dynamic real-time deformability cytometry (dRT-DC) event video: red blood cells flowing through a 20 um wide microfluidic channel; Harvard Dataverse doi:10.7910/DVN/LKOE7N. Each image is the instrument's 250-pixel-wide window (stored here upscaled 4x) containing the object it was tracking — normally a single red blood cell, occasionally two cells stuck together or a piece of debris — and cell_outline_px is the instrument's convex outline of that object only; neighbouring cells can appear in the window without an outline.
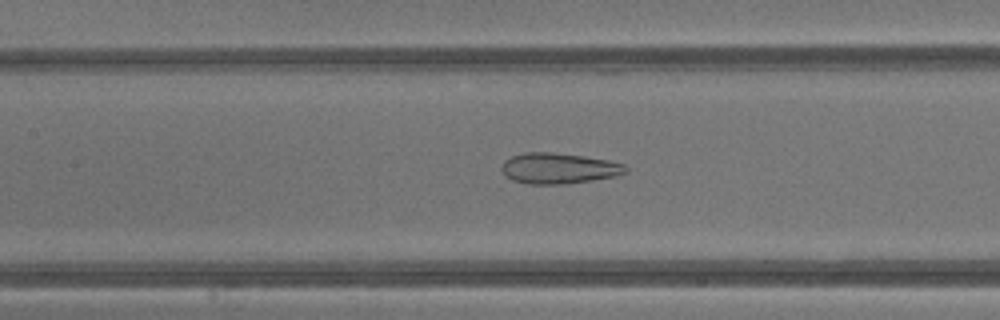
{"species": "common noctule bat (a hibernating species)", "species_latin": "Nyctalus noctula", "temperature_condition": "warm", "stored_images_in_passage": 43, "camera_frame_rate_fps": 3000, "um_per_image_px": 0.085, "animal": {"sex": "male", "body_mass_g": 13.3}, "frame": {"image": 1, "passage_image": 20, "time_ms": 6.333, "image_size_px": [1000, 320], "cell_outline_px": [[628, 172], [616, 176], [592, 180], [564, 184], [528, 184], [512, 180], [504, 176], [500, 168], [504, 160], [512, 156], [524, 152], [552, 152], [584, 156], [608, 160], [624, 164], [628, 168]], "centroid_in_image_um": [47.47, 14.31], "position_along_channel_um": 159.9, "area_um2": 22.43}}
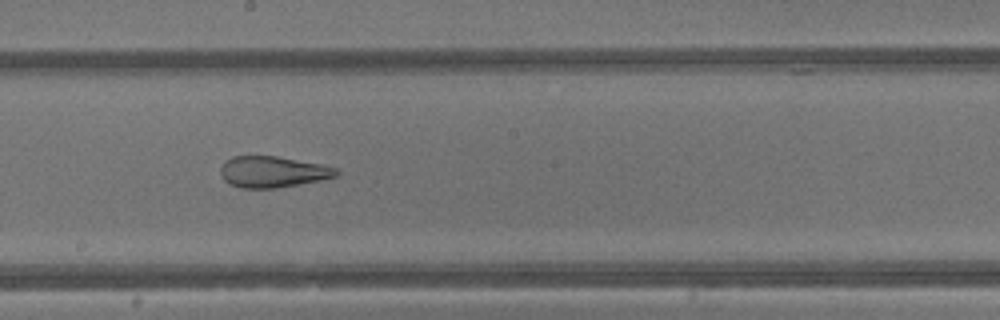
{"frame": {"image": 2, "passage_image": 24, "time_ms": 7.667, "image_size_px": [1000, 320], "cell_outline_px": [[340, 172], [336, 176], [320, 180], [276, 188], [240, 188], [228, 184], [224, 180], [220, 172], [220, 168], [224, 160], [232, 156], [276, 156], [320, 164], [336, 168]], "centroid_in_image_um": [23.13, 14.6], "position_along_channel_um": 225.1, "area_um2": 21.04}}
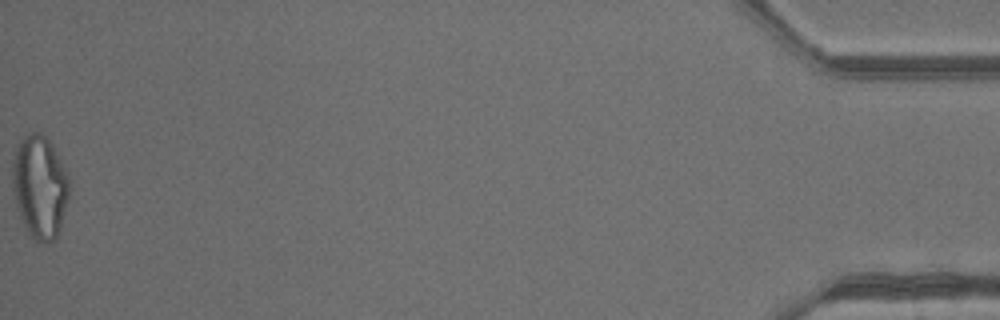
{"frame": {"image": 3, "passage_image": 43, "time_ms": 14.0, "image_size_px": [1000, 320], "cell_outline_px": [[68, 200], [60, 228], [56, 236], [48, 244], [44, 244], [32, 240], [28, 236], [20, 216], [16, 204], [12, 184], [12, 164], [16, 144], [24, 136], [32, 132], [40, 132], [52, 144], [68, 172]], "centroid_in_image_um": [3.37, 15.89], "position_along_channel_um": 431.8, "area_um2": 34.45}, "authors_computed_cell_mechanics": {"area_um2": 28.2064, "velocity_mm_per_s": 4.8965, "shape_relaxation_time_tau1_ms": null, "shape_relaxation_time_tau2_ms": 1.3112, "deformation_change_tau1": null, "deformation_change_tau2": 0.1158}}